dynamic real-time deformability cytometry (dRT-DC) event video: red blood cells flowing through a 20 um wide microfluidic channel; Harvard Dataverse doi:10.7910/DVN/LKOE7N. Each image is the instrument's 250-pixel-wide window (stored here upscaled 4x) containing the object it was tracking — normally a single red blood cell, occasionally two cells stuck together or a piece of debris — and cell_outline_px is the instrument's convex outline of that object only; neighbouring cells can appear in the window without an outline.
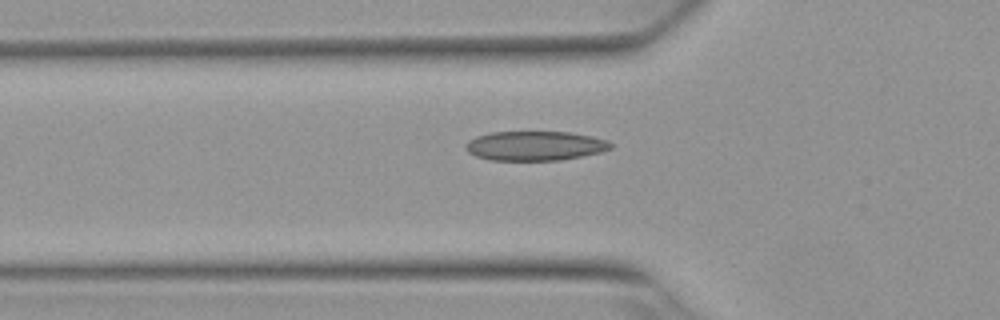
{"species": "Egyptian fruit bat (a non-hibernating species)", "species_latin": "Rousettus aegyptiacus", "temperature_condition": "warm", "stored_images_in_passage": 6, "segment_of_instrument_passage": [2, 2], "camera_frame_rate_fps": 3000, "um_per_image_px": 0.085, "animal": {"sex": "female"}, "frame": {"image": 1, "passage_image": 6, "time_ms": 1.667, "image_size_px": [1000, 320], "cell_outline_px": [[612, 148], [600, 152], [560, 160], [492, 160], [476, 156], [468, 152], [464, 148], [464, 144], [468, 140], [476, 136], [492, 132], [568, 132], [592, 136], [608, 140], [612, 144]], "centroid_in_image_um": [45.45, 12.39], "position_along_channel_um": 80.4, "area_um2": 24.85}}